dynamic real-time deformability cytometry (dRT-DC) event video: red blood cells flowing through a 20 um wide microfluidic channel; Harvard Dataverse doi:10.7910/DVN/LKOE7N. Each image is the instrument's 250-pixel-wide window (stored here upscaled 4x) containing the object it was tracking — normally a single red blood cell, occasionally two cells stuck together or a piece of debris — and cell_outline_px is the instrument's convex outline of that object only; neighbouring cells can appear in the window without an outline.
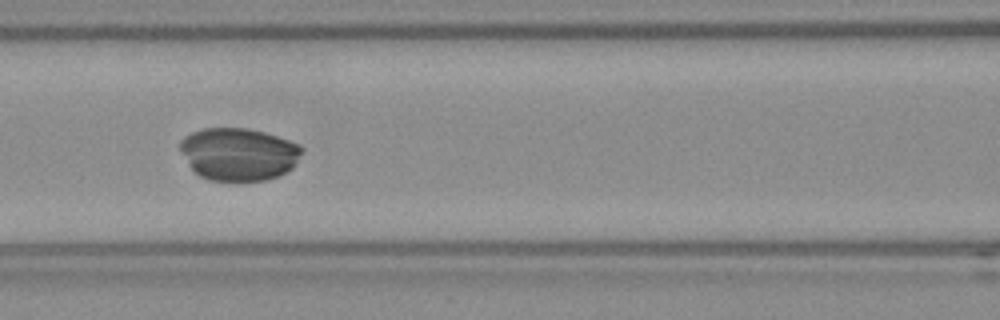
{"species": "Egyptian fruit bat (a non-hibernating species)", "species_latin": "Rousettus aegyptiacus", "temperature_condition": "room temperature", "stored_images_in_passage": 53, "camera_frame_rate_fps": 3000, "um_per_image_px": 0.085, "frame": {"image": 1, "passage_image": 23, "time_ms": 7.333, "image_size_px": [1000, 320], "cell_outline_px": [[300, 152], [296, 164], [292, 168], [280, 176], [264, 180], [240, 184], [208, 180], [200, 176], [192, 168], [180, 148], [180, 140], [184, 136], [192, 132], [204, 128], [244, 128], [264, 132], [300, 144]], "centroid_in_image_um": [20.28, 13.14], "position_along_channel_um": 146.3, "area_um2": 37.74}}